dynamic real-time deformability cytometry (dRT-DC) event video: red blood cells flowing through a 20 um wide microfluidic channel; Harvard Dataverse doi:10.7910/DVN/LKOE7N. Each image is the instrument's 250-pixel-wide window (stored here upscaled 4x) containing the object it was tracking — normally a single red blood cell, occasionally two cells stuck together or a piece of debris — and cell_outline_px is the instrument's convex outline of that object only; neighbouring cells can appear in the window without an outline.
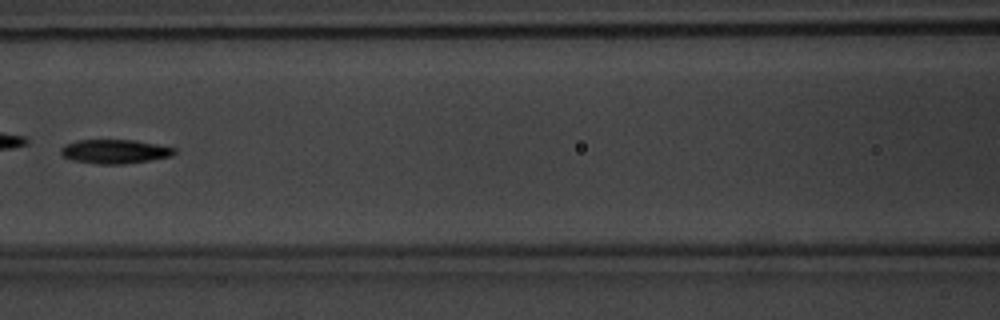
{"species": "common noctule bat (a hibernating species)", "species_latin": "Nyctalus noctula", "temperature_condition": "warm", "stored_images_in_passage": 9, "camera_frame_rate_fps": 3000, "um_per_image_px": 0.085, "animal": {"sex": "male", "body_mass_g": 20.1, "forearm_length_mm": 53.5}, "frame": {"image": 1, "passage_image": 8, "time_ms": 8.333, "image_size_px": [1000, 320], "cell_outline_px": [[176, 152], [172, 156], [124, 164], [100, 164], [72, 160], [64, 156], [60, 152], [60, 148], [64, 144], [76, 140], [132, 140], [156, 144], [176, 148]], "centroid_in_image_um": [9.74, 12.87], "position_along_channel_um": 156.9, "area_um2": 15.84}}
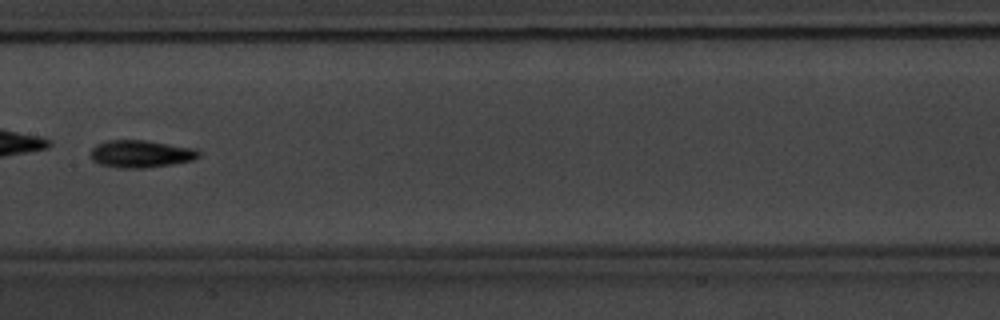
{"frame": {"image": 2, "passage_image": 9, "time_ms": 9.333, "image_size_px": [1000, 320], "cell_outline_px": [[200, 156], [192, 160], [172, 164], [144, 168], [116, 168], [100, 164], [92, 160], [92, 148], [96, 144], [108, 140], [148, 140], [196, 148], [200, 152]], "centroid_in_image_um": [11.99, 13.07], "position_along_channel_um": 195.4, "area_um2": 17.4}}